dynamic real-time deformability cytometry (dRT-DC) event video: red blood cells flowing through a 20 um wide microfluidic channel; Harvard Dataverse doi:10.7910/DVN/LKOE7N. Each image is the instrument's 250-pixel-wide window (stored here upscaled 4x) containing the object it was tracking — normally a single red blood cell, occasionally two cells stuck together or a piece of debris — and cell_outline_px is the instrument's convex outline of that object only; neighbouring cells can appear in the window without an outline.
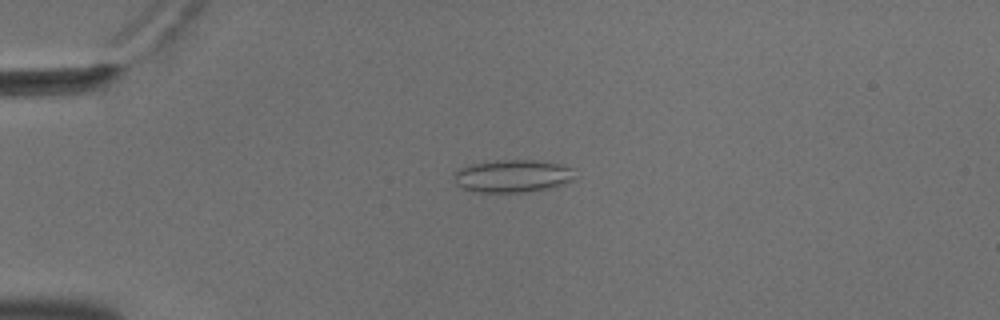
{"species": "common noctule bat (a hibernating species)", "species_latin": "Nyctalus noctula", "temperature_condition": "cold", "stored_images_in_passage": 56, "camera_frame_rate_fps": 3000, "um_per_image_px": 0.085, "animal": {"sex": "male", "body_mass_g": 18.8}, "frame": {"image": 1, "passage_image": 14, "time_ms": 4.333, "image_size_px": [1000, 320], "cell_outline_px": [[572, 180], [556, 188], [528, 192], [480, 192], [464, 188], [456, 184], [456, 172], [460, 168], [472, 164], [496, 160], [532, 160], [556, 164], [572, 168]], "centroid_in_image_um": [43.6, 14.98], "position_along_channel_um": 41.4, "area_um2": 22.72}}
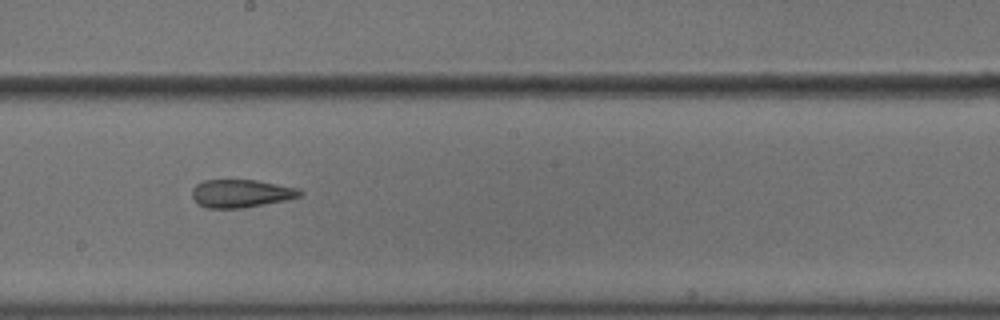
{"frame": {"image": 2, "passage_image": 32, "time_ms": 10.333, "image_size_px": [1000, 320], "cell_outline_px": [[304, 192], [300, 196], [288, 200], [244, 208], [208, 208], [196, 204], [192, 196], [192, 188], [196, 184], [204, 180], [256, 180], [300, 188]], "centroid_in_image_um": [20.5, 16.45], "position_along_channel_um": 227.7, "area_um2": 17.86}}
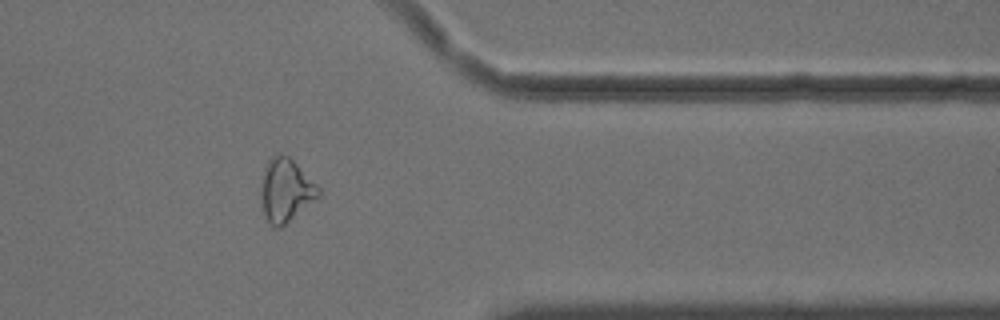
{"frame": {"image": 3, "passage_image": 46, "time_ms": 15.0, "image_size_px": [1000, 320], "cell_outline_px": [[320, 196], [280, 228], [276, 228], [268, 220], [264, 212], [260, 196], [260, 192], [264, 172], [268, 160], [272, 156], [280, 152], [288, 156], [320, 188]], "centroid_in_image_um": [24.29, 16.16], "position_along_channel_um": 387.1, "area_um2": 20.75}, "authors_computed_cell_mechanics": {"area_um2": 20.8369, "velocity_mm_per_s": 3.6327, "shape_relaxation_time_tau1_ms": null, "shape_relaxation_time_tau2_ms": 4.1458, "deformation_change_tau1": null, "deformation_change_tau2": 0.1267}}